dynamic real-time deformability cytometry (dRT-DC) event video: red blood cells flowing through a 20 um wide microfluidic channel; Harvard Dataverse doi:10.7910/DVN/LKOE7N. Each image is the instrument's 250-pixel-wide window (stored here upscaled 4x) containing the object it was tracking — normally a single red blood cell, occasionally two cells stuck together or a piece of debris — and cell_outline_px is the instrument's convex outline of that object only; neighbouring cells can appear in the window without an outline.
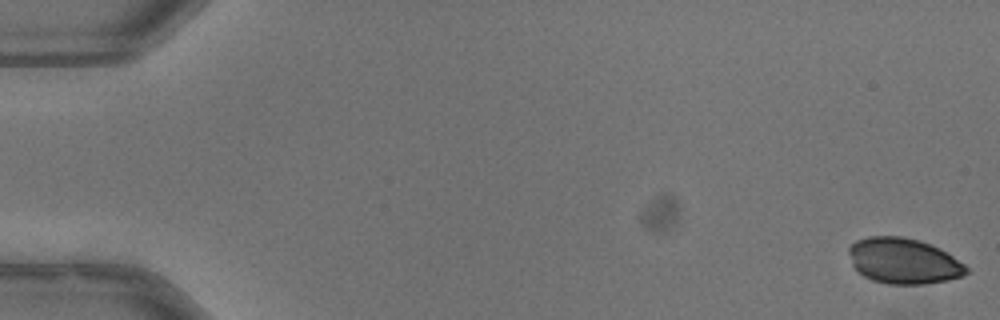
{"species": "common noctule bat (a hibernating species)", "species_latin": "Nyctalus noctula", "temperature_condition": "warm", "stored_images_in_passage": 17, "camera_frame_rate_fps": 3000, "um_per_image_px": 0.085, "animal": {"sex": "male", "body_mass_g": 13.3}, "frame": {"image": 1, "passage_image": 1, "time_ms": 0.0, "image_size_px": [1000, 320], "cell_outline_px": [[968, 272], [960, 276], [948, 280], [924, 284], [888, 284], [872, 280], [856, 272], [852, 264], [848, 252], [848, 248], [856, 240], [868, 236], [904, 236], [920, 240], [940, 248], [964, 264], [968, 268]], "centroid_in_image_um": [76.77, 22.17], "position_along_channel_um": 8.2, "area_um2": 31.44}}